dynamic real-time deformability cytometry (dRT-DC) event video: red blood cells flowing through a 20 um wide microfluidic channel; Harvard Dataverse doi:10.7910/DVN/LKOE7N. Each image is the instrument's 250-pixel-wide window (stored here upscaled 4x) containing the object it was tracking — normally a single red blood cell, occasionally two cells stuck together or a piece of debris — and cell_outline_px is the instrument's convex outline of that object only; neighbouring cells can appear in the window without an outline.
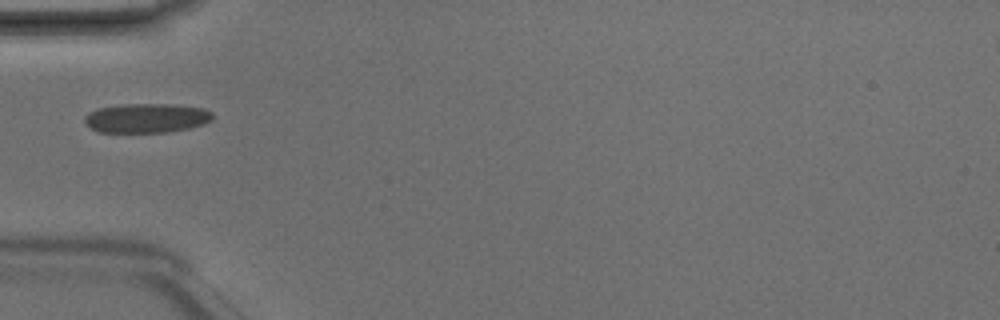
{"species": "Egyptian fruit bat (a non-hibernating species)", "species_latin": "Rousettus aegyptiacus", "temperature_condition": "room temperature", "stored_images_in_passage": 4, "camera_frame_rate_fps": 3000, "um_per_image_px": 0.085, "animal": {"sex": "male"}, "frame": {"image": 1, "passage_image": 4, "time_ms": 1.0, "image_size_px": [1000, 320], "cell_outline_px": [[212, 120], [204, 124], [188, 128], [168, 132], [96, 132], [84, 120], [84, 116], [88, 112], [96, 108], [124, 104], [176, 104], [204, 108], [212, 112]], "centroid_in_image_um": [12.46, 10.03], "position_along_channel_um": 72.5, "area_um2": 22.02}}